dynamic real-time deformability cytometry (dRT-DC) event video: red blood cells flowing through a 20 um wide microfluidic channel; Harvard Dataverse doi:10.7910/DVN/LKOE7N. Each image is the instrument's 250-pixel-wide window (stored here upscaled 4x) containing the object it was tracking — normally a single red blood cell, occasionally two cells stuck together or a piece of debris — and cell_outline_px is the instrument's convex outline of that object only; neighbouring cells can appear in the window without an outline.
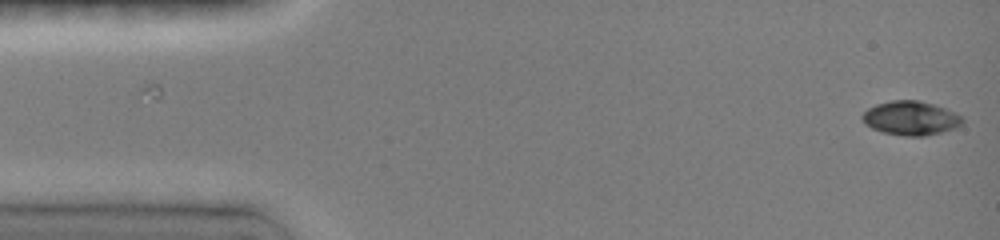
{"species": "common noctule bat (a hibernating species)", "species_latin": "Nyctalus noctula", "temperature_condition": "room temperature", "stored_images_in_passage": 18, "camera_frame_rate_fps": 3000, "um_per_image_px": 0.085, "animal": {"sex": "female", "body_mass_g": 19.0, "forearm_length_mm": 51.5}, "frame": {"image": 1, "passage_image": 1, "time_ms": 0.0, "image_size_px": [1000, 240], "cell_outline_px": [[964, 120], [960, 124], [952, 128], [940, 132], [924, 136], [904, 136], [884, 132], [872, 128], [864, 124], [860, 116], [868, 108], [876, 104], [892, 100], [920, 100], [944, 108], [960, 116]], "centroid_in_image_um": [77.34, 10.03], "position_along_channel_um": 7.7, "area_um2": 19.59}}
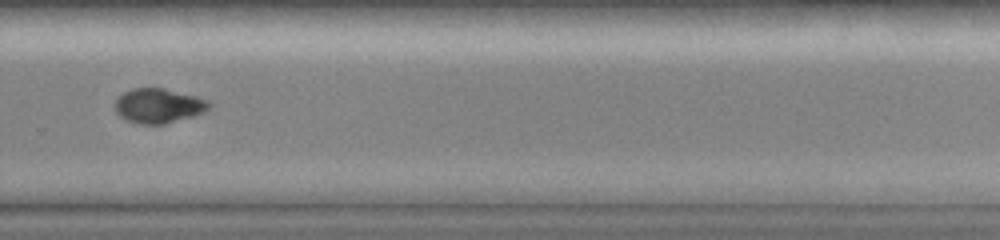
{"frame": {"image": 2, "passage_image": 11, "time_ms": 10.667, "image_size_px": [1000, 240], "cell_outline_px": [[212, 104], [208, 108], [192, 116], [164, 124], [136, 124], [124, 120], [116, 112], [116, 100], [124, 92], [132, 88], [164, 88], [196, 96], [208, 100]], "centroid_in_image_um": [13.44, 8.99], "position_along_channel_um": 316.4, "area_um2": 18.84}}
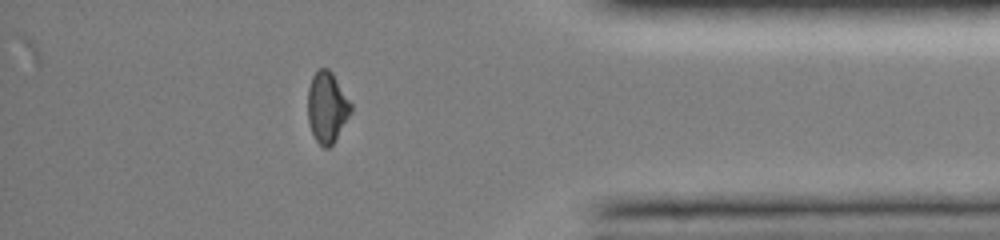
{"frame": {"image": 3, "passage_image": 14, "time_ms": 13.333, "image_size_px": [1000, 240], "cell_outline_px": [[352, 112], [332, 144], [328, 148], [324, 148], [316, 140], [312, 132], [308, 120], [308, 88], [312, 76], [320, 68], [328, 68], [332, 72], [352, 104]], "centroid_in_image_um": [27.8, 9.1], "position_along_channel_um": 407.4, "area_um2": 17.69}, "authors_computed_cell_mechanics": {"area_um2": 19.0451, "velocity_mm_per_s": 4.0008, "shape_relaxation_time_tau1_ms": 3.3007, "shape_relaxation_time_tau2_ms": null, "deformation_change_tau1": 0.147, "deformation_change_tau2": null}}